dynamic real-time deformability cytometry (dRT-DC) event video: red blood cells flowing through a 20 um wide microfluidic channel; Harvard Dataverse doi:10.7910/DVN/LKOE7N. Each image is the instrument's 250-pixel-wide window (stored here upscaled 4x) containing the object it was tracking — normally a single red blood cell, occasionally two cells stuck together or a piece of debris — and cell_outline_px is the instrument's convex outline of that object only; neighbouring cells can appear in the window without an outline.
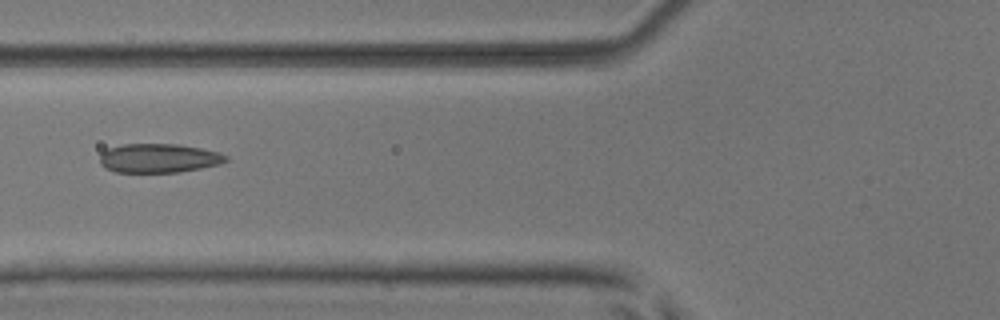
{"species": "common noctule bat (a hibernating species)", "species_latin": "Nyctalus noctula", "temperature_condition": "room temperature", "stored_images_in_passage": 6, "camera_frame_rate_fps": 3000, "um_per_image_px": 0.085, "animal": {"sex": "male", "body_mass_g": 17.9, "forearm_length_mm": 54.2}, "frame": {"image": 1, "passage_image": 6, "time_ms": 1.667, "image_size_px": [1000, 320], "cell_outline_px": [[228, 160], [220, 164], [180, 172], [116, 172], [104, 168], [100, 164], [100, 152], [108, 148], [124, 144], [180, 144], [220, 152], [228, 156]], "centroid_in_image_um": [13.48, 13.44], "position_along_channel_um": 112.3, "area_um2": 21.5}}